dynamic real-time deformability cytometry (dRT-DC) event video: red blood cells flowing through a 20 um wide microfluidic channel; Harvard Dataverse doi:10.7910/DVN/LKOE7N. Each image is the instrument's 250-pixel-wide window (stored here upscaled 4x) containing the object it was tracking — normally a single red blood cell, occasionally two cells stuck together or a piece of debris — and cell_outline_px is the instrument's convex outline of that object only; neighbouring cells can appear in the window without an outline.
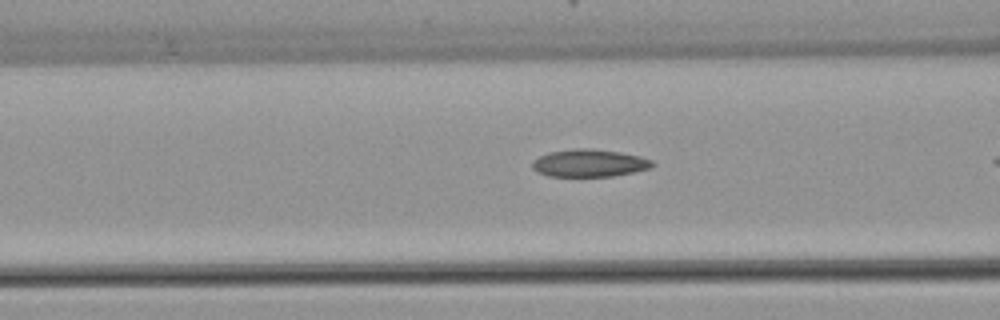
{"species": "common noctule bat (a hibernating species)", "species_latin": "Nyctalus noctula", "temperature_condition": "warm", "stored_images_in_passage": 18, "camera_frame_rate_fps": 3000, "um_per_image_px": 0.085, "animal": {"sex": "female", "body_mass_g": 22.7, "forearm_length_mm": 54.2}, "frame": {"image": 1, "passage_image": 13, "time_ms": 4.0, "image_size_px": [1000, 320], "cell_outline_px": [[656, 164], [652, 168], [612, 176], [548, 176], [536, 172], [532, 168], [532, 160], [548, 152], [572, 148], [592, 148], [620, 152], [640, 156], [652, 160]], "centroid_in_image_um": [50.08, 13.85], "position_along_channel_um": 116.5, "area_um2": 19.48}}
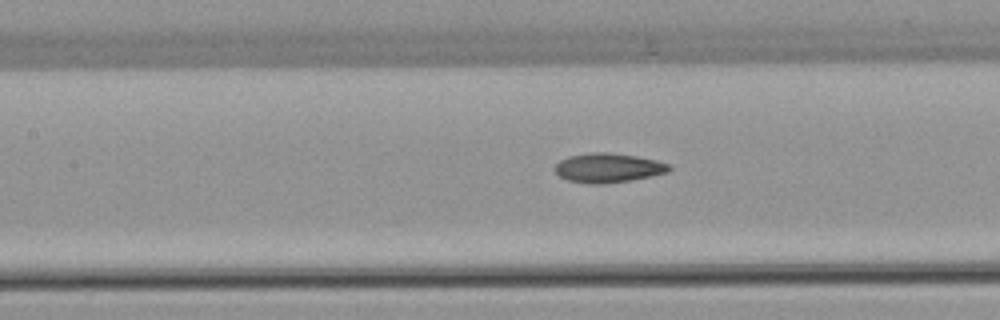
{"frame": {"image": 2, "passage_image": 16, "time_ms": 5.0, "image_size_px": [1000, 320], "cell_outline_px": [[672, 168], [668, 172], [628, 180], [600, 184], [592, 184], [568, 180], [560, 176], [556, 172], [556, 164], [560, 160], [568, 156], [588, 152], [608, 152], [636, 156], [656, 160], [668, 164]], "centroid_in_image_um": [51.67, 14.25], "position_along_channel_um": 155.7, "area_um2": 19.25}}